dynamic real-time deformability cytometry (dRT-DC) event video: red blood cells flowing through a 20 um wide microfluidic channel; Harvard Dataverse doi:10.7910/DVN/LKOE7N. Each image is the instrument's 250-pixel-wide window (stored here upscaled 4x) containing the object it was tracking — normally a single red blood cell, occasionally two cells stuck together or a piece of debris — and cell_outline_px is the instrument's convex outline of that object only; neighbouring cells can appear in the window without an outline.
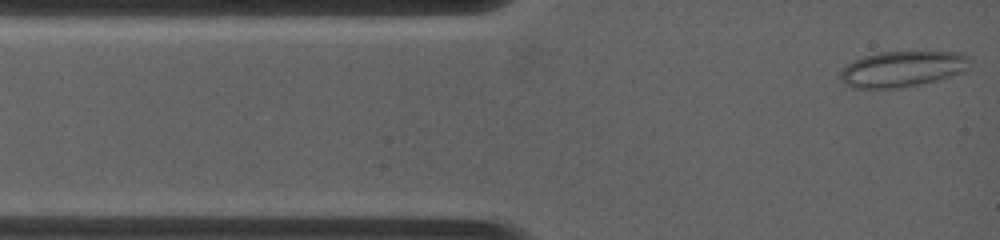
{"species": "common noctule bat (a hibernating species)", "species_latin": "Nyctalus noctula", "temperature_condition": "warm", "stored_images_in_passage": 31, "camera_frame_rate_fps": 4500, "um_per_image_px": 0.085, "animal": {"sex": "female", "body_mass_g": 19.0, "forearm_length_mm": 53.3}, "frame": {"image": 1, "passage_image": 1, "time_ms": 0.0, "image_size_px": [1000, 240], "cell_outline_px": [[968, 68], [964, 72], [936, 80], [900, 88], [852, 88], [844, 84], [840, 76], [840, 72], [848, 64], [864, 56], [880, 52], [964, 52], [968, 56]], "centroid_in_image_um": [76.71, 5.86], "position_along_channel_um": 8.3, "area_um2": 26.82}}
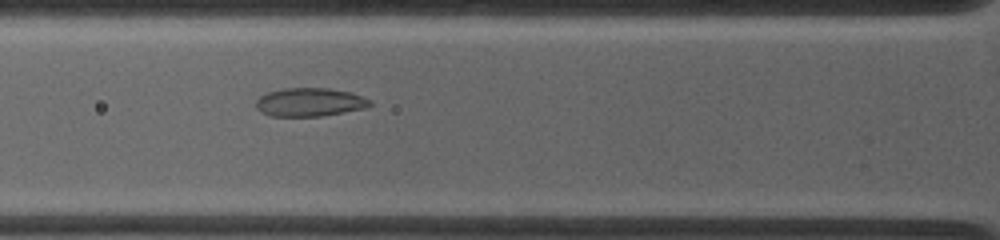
{"frame": {"image": 2, "passage_image": 23, "time_ms": 3.333, "image_size_px": [1000, 240], "cell_outline_px": [[372, 104], [364, 108], [320, 116], [272, 116], [260, 112], [256, 108], [256, 100], [260, 96], [268, 92], [284, 88], [328, 88], [348, 92], [372, 100]], "centroid_in_image_um": [26.28, 8.68], "position_along_channel_um": 99.5, "area_um2": 18.73}}
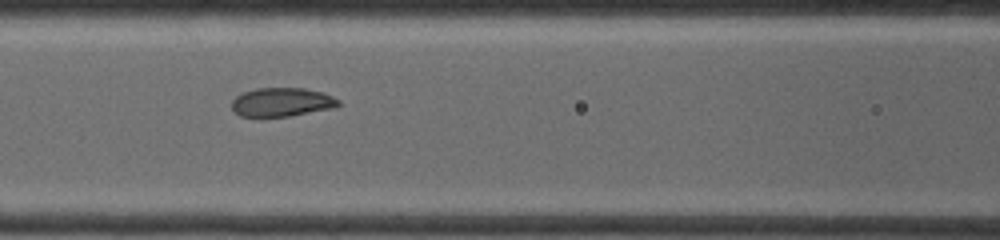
{"frame": {"image": 3, "passage_image": 30, "time_ms": 4.444, "image_size_px": [1000, 240], "cell_outline_px": [[340, 104], [336, 108], [288, 116], [240, 116], [232, 112], [232, 100], [236, 96], [244, 92], [256, 88], [304, 88], [324, 92], [340, 100]], "centroid_in_image_um": [23.97, 8.68], "position_along_channel_um": 142.6, "area_um2": 18.03}}